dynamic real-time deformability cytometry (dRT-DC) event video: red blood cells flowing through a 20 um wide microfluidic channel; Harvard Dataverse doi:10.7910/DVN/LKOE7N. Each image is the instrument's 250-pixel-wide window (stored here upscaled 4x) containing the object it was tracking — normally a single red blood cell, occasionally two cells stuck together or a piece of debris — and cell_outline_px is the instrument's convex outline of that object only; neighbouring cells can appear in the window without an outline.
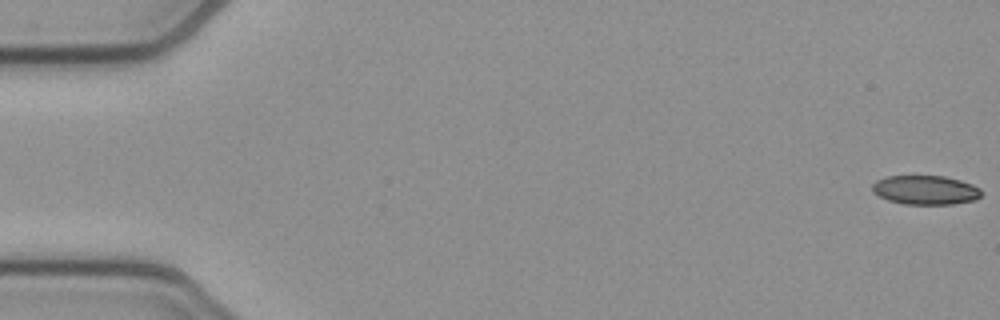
{"species": "common noctule bat (a hibernating species)", "species_latin": "Nyctalus noctula", "temperature_condition": "cold", "stored_images_in_passage": 53, "camera_frame_rate_fps": 3000, "um_per_image_px": 0.085, "animal": {"sex": "female", "body_mass_g": 21.9}, "frame": {"image": 1, "passage_image": 1, "time_ms": 0.0, "image_size_px": [1000, 320], "cell_outline_px": [[980, 196], [976, 200], [952, 204], [904, 204], [888, 200], [872, 192], [872, 184], [876, 180], [888, 176], [944, 176], [960, 180], [972, 184], [980, 188]], "centroid_in_image_um": [78.65, 16.15], "position_along_channel_um": 6.3, "area_um2": 18.5}}
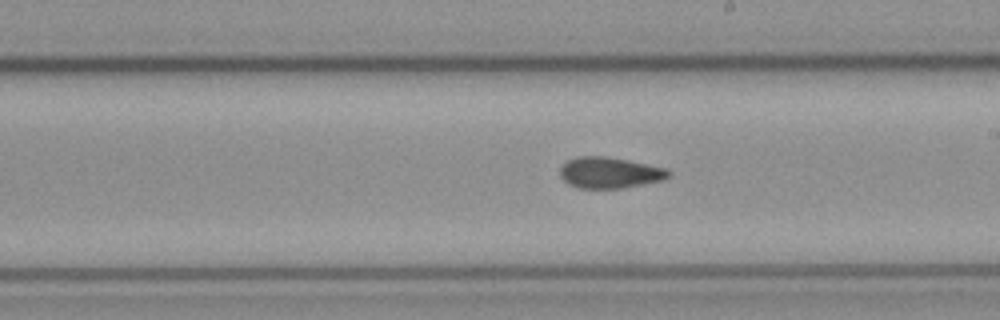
{"frame": {"image": 2, "passage_image": 30, "time_ms": 9.667, "image_size_px": [1000, 320], "cell_outline_px": [[672, 176], [664, 180], [644, 184], [620, 188], [576, 188], [568, 184], [560, 176], [560, 168], [568, 160], [576, 156], [604, 156], [628, 160], [668, 168], [672, 172]], "centroid_in_image_um": [51.86, 14.68], "position_along_channel_um": 237.1, "area_um2": 19.88}}
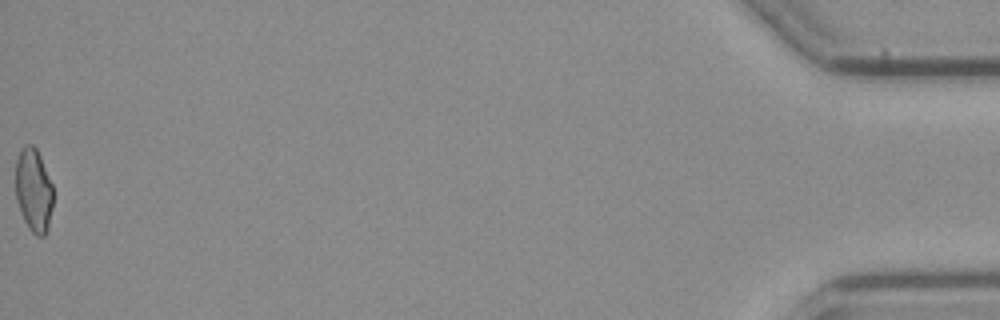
{"frame": {"image": 3, "passage_image": 53, "time_ms": 17.333, "image_size_px": [1000, 320], "cell_outline_px": [[52, 208], [48, 228], [44, 236], [36, 236], [28, 228], [24, 220], [16, 200], [16, 160], [20, 148], [24, 144], [32, 144], [36, 148], [40, 156], [52, 184]], "centroid_in_image_um": [2.85, 16.16], "position_along_channel_um": 432.4, "area_um2": 18.32}, "authors_computed_cell_mechanics": {"area_um2": 19.5364, "velocity_mm_per_s": 3.9361, "shape_relaxation_time_tau1_ms": null, "shape_relaxation_time_tau2_ms": 5.3874, "deformation_change_tau1": null, "deformation_change_tau2": 0.1138}}